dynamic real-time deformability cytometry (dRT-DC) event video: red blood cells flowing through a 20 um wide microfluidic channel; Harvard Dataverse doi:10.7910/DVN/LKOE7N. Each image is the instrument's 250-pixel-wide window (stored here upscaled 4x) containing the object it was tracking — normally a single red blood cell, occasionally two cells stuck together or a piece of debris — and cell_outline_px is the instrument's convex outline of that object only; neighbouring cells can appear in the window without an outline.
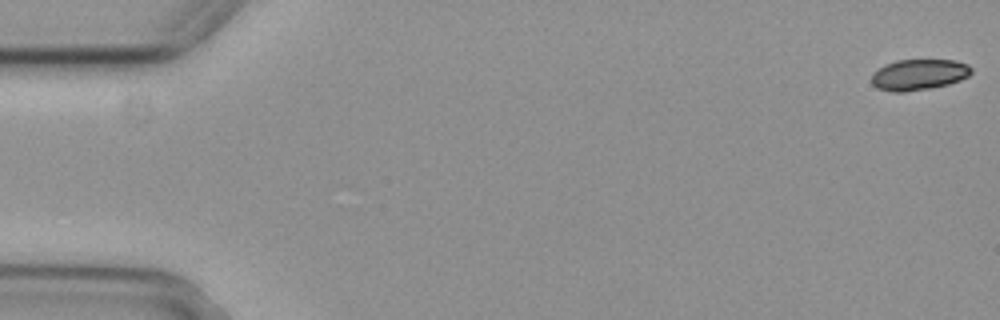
{"species": "common noctule bat (a hibernating species)", "species_latin": "Nyctalus noctula", "temperature_condition": "cold", "stored_images_in_passage": 5, "camera_frame_rate_fps": 3000, "um_per_image_px": 0.085, "animal": {"sex": "female", "body_mass_g": 29.2, "forearm_length_mm": 56.3}, "frame": {"image": 1, "passage_image": 1, "time_ms": 0.0, "image_size_px": [1000, 320], "cell_outline_px": [[972, 72], [968, 76], [960, 80], [948, 84], [932, 88], [904, 92], [892, 92], [876, 88], [872, 84], [872, 72], [884, 64], [896, 60], [956, 60], [968, 64], [972, 68]], "centroid_in_image_um": [78.08, 6.34], "position_along_channel_um": 6.9, "area_um2": 18.21}}
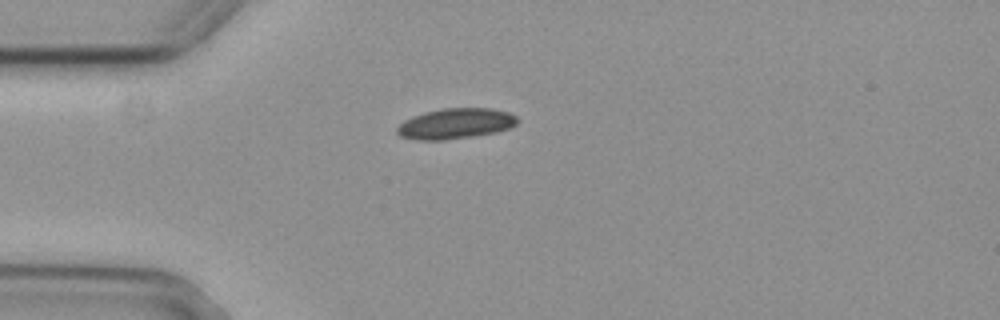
{"frame": {"image": 2, "passage_image": 5, "time_ms": 1.333, "image_size_px": [1000, 320], "cell_outline_px": [[520, 120], [516, 124], [508, 128], [496, 132], [472, 136], [444, 140], [416, 140], [400, 136], [396, 132], [396, 128], [404, 120], [412, 116], [424, 112], [444, 108], [492, 108], [508, 112], [516, 116]], "centroid_in_image_um": [38.71, 10.5], "position_along_channel_um": 46.3, "area_um2": 21.44}}